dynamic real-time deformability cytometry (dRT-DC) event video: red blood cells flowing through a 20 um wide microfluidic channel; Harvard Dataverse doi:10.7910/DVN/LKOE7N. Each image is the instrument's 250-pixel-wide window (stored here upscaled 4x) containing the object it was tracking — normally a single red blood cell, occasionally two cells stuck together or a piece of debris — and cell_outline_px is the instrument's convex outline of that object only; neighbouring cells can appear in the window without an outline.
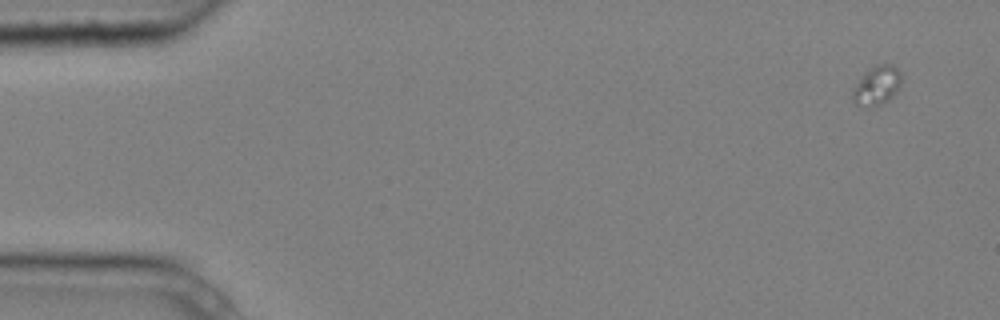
{"species": "common noctule bat (a hibernating species)", "species_latin": "Nyctalus noctula", "temperature_condition": "cold", "stored_images_in_passage": 5, "camera_frame_rate_fps": 3000, "um_per_image_px": 0.085, "animal": {"sex": "male", "body_mass_g": 20.4}, "frame": {"image": 1, "passage_image": 1, "time_ms": 0.0, "image_size_px": [1000, 320], "cell_outline_px": [[904, 76], [896, 92], [888, 100], [872, 108], [868, 108], [856, 104], [852, 100], [852, 92], [856, 84], [876, 64], [892, 64]], "centroid_in_image_um": [74.56, 7.3], "position_along_channel_um": 10.4, "area_um2": 10.98}}